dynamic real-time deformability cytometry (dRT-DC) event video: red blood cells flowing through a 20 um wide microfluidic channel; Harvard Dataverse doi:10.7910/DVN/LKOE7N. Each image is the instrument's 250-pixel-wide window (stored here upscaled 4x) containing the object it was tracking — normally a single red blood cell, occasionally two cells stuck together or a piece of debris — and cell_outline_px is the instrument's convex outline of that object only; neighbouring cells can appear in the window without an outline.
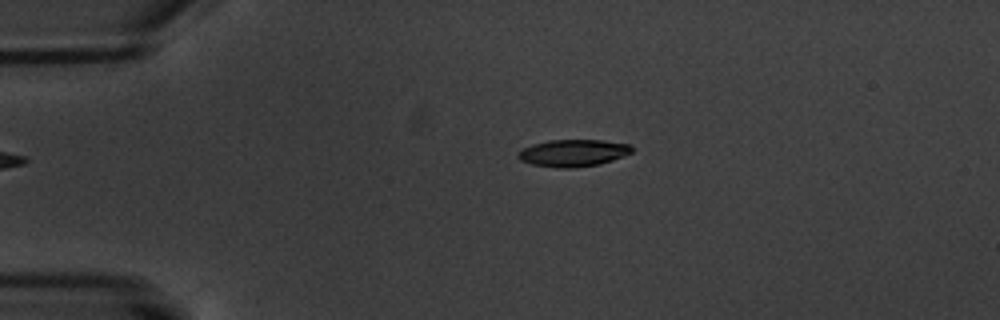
{"species": "common noctule bat (a hibernating species)", "species_latin": "Nyctalus noctula", "temperature_condition": "warm", "stored_images_in_passage": 4, "camera_frame_rate_fps": 3000, "um_per_image_px": 0.085, "animal": {"sex": "male", "body_mass_g": 20.1, "forearm_length_mm": 53.5}, "frame": {"image": 1, "passage_image": 3, "time_ms": 3.333, "image_size_px": [1000, 320], "cell_outline_px": [[636, 148], [632, 152], [624, 156], [600, 164], [572, 168], [560, 168], [532, 164], [520, 160], [516, 156], [516, 152], [532, 144], [548, 140], [604, 140], [628, 144]], "centroid_in_image_um": [48.72, 13.0], "position_along_channel_um": 36.3, "area_um2": 18.09}}